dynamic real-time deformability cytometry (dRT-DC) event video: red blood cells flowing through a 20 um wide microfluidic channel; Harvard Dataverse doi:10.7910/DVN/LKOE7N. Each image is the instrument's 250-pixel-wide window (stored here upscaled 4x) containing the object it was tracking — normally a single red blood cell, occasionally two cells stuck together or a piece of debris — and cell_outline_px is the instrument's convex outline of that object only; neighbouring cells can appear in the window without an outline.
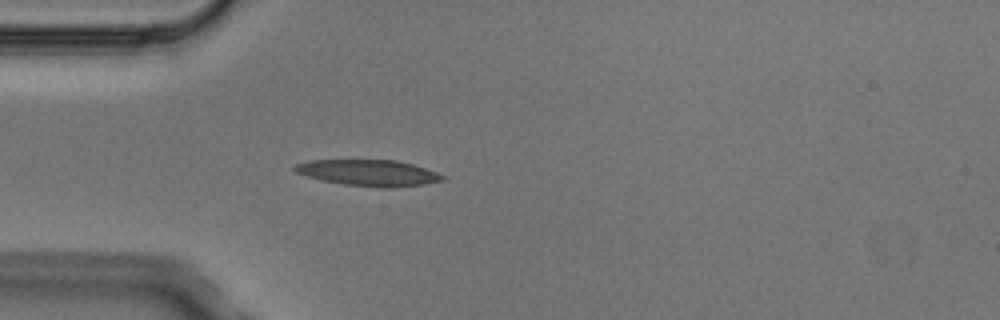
{"species": "Egyptian fruit bat (a non-hibernating species)", "species_latin": "Rousettus aegyptiacus", "temperature_condition": "cold", "stored_images_in_passage": 4, "camera_frame_rate_fps": 3000, "um_per_image_px": 0.085, "animal": {"sex": "male"}, "frame": {"image": 1, "passage_image": 4, "time_ms": 1.0, "image_size_px": [1000, 320], "cell_outline_px": [[448, 176], [444, 180], [424, 184], [392, 188], [380, 188], [344, 184], [324, 180], [308, 176], [296, 172], [292, 168], [296, 164], [308, 160], [396, 160], [412, 164]], "centroid_in_image_um": [31.37, 14.69], "position_along_channel_um": 53.6, "area_um2": 22.48}}